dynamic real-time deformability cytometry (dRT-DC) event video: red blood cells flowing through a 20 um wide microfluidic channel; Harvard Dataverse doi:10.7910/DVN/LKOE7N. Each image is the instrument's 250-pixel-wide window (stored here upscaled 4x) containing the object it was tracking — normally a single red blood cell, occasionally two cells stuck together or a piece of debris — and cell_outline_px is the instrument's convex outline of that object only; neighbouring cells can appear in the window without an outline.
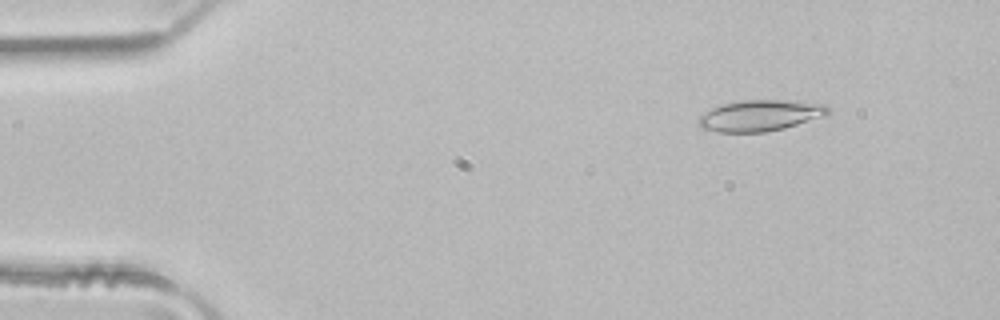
{"species": "common noctule bat (a hibernating species)", "species_latin": "Nyctalus noctula", "temperature_condition": "room temperature", "stored_images_in_passage": 4, "camera_frame_rate_fps": 3000, "um_per_image_px": 0.085, "animal": {"sex": "male", "body_mass_g": 21.5, "forearm_length_mm": 52.0}, "frame": {"image": 1, "passage_image": 2, "time_ms": 0.333, "image_size_px": [1000, 320], "cell_outline_px": [[828, 112], [824, 116], [784, 128], [764, 132], [720, 132], [700, 128], [696, 120], [704, 112], [712, 108], [724, 104], [744, 100], [796, 100], [824, 104], [828, 108]], "centroid_in_image_um": [64.58, 9.82], "position_along_channel_um": 20.4, "area_um2": 23.41}}
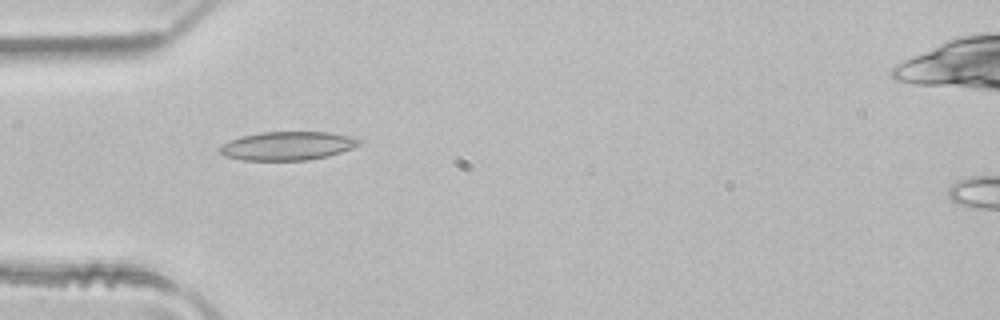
{"frame": {"image": 2, "passage_image": 4, "time_ms": 1.0, "image_size_px": [1000, 320], "cell_outline_px": [[360, 144], [352, 148], [328, 156], [308, 160], [244, 160], [224, 156], [216, 148], [228, 140], [240, 136], [260, 132], [328, 132], [348, 136], [360, 140]], "centroid_in_image_um": [24.36, 12.4], "position_along_channel_um": 60.6, "area_um2": 23.24}}